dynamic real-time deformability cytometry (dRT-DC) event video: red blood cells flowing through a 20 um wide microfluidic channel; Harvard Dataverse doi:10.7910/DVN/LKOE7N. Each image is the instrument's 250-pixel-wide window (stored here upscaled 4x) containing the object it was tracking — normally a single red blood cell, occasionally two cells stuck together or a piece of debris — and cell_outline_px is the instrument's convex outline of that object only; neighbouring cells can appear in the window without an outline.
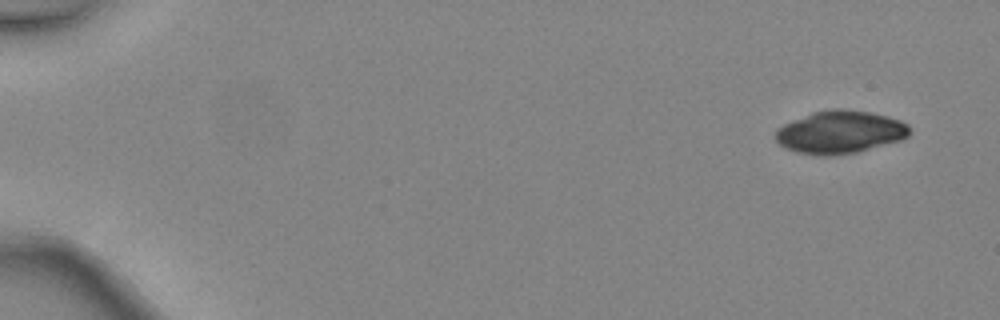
{"species": "common noctule bat (a hibernating species)", "species_latin": "Nyctalus noctula", "temperature_condition": "warm", "stored_images_in_passage": 5, "camera_frame_rate_fps": 3000, "um_per_image_px": 0.085, "animal": {"sex": "female", "body_mass_g": 24.6, "forearm_length_mm": 56.2}, "frame": {"image": 1, "passage_image": 1, "time_ms": 0.0, "image_size_px": [1000, 320], "cell_outline_px": [[912, 132], [908, 136], [900, 140], [856, 152], [832, 156], [820, 156], [796, 152], [784, 148], [776, 140], [776, 128], [784, 124], [812, 112], [832, 108], [844, 108], [868, 112], [888, 116], [900, 120], [908, 124], [912, 128]], "centroid_in_image_um": [71.41, 11.23], "position_along_channel_um": 13.6, "area_um2": 33.64}}